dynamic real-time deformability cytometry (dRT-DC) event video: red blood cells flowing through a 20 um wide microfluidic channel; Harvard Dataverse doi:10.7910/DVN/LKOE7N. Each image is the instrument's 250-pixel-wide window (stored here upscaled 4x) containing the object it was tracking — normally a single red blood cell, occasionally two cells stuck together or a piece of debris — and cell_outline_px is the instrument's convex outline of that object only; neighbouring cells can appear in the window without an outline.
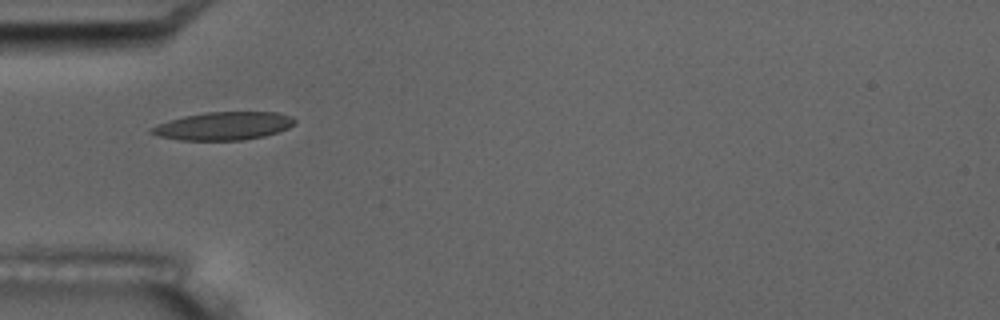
{"species": "common noctule bat (a hibernating species)", "species_latin": "Nyctalus noctula", "temperature_condition": "room temperature", "stored_images_in_passage": 7, "camera_frame_rate_fps": 3000, "um_per_image_px": 0.085, "animal": {"sex": "male", "body_mass_g": 17.5, "forearm_length_mm": 52.3}, "frame": {"image": 1, "passage_image": 6, "time_ms": 6.0, "image_size_px": [1000, 320], "cell_outline_px": [[296, 124], [288, 128], [264, 136], [244, 140], [180, 140], [160, 136], [148, 132], [148, 128], [156, 124], [168, 120], [184, 116], [204, 112], [280, 112], [292, 116], [296, 120]], "centroid_in_image_um": [18.99, 10.7], "position_along_channel_um": 66.0, "area_um2": 23.64}}